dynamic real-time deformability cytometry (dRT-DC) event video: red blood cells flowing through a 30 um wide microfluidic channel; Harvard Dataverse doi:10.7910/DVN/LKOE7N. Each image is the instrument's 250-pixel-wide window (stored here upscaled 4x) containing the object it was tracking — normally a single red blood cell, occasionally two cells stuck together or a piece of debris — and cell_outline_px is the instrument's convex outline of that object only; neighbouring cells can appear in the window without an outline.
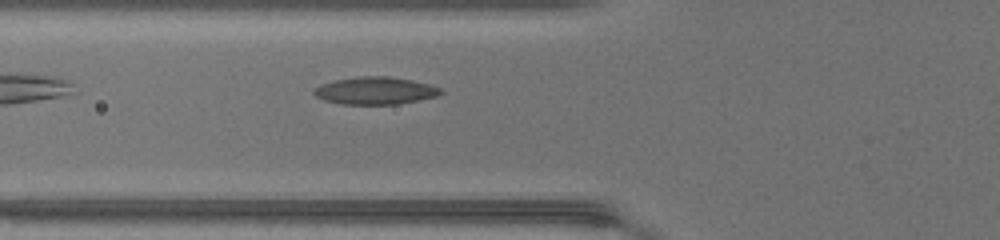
{"species": "common noctule bat (a hibernating species)", "species_latin": "Nyctalus noctula", "temperature_condition": "warm", "stored_images_in_passage": 34, "camera_frame_rate_fps": 3000, "um_per_image_px": 0.085, "animal": {"sex": "female", "body_mass_g": 17.0, "forearm_length_mm": 48.0}, "frame": {"image": 1, "passage_image": 4, "time_ms": 1.0, "image_size_px": [1000, 240], "cell_outline_px": [[444, 92], [436, 96], [396, 104], [340, 104], [324, 100], [316, 96], [312, 92], [312, 88], [320, 84], [336, 80], [360, 76], [388, 76], [412, 80], [428, 84], [440, 88]], "centroid_in_image_um": [31.84, 7.7], "position_along_channel_um": 94.0, "area_um2": 20.17}}
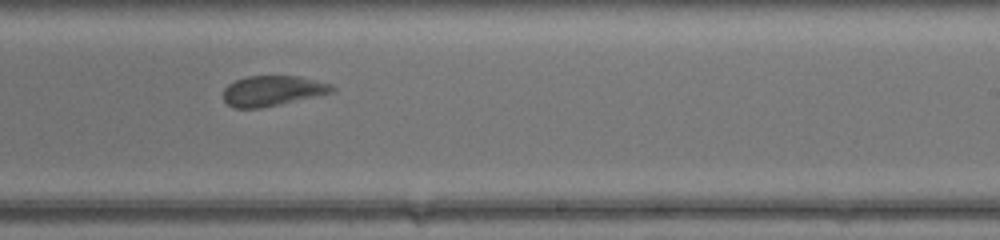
{"frame": {"image": 2, "passage_image": 16, "time_ms": 5.0, "image_size_px": [1000, 240], "cell_outline_px": [[336, 88], [332, 92], [260, 108], [232, 108], [224, 100], [224, 88], [228, 84], [236, 80], [248, 76], [300, 76], [332, 84]], "centroid_in_image_um": [23.14, 7.71], "position_along_channel_um": 265.9, "area_um2": 18.96}}
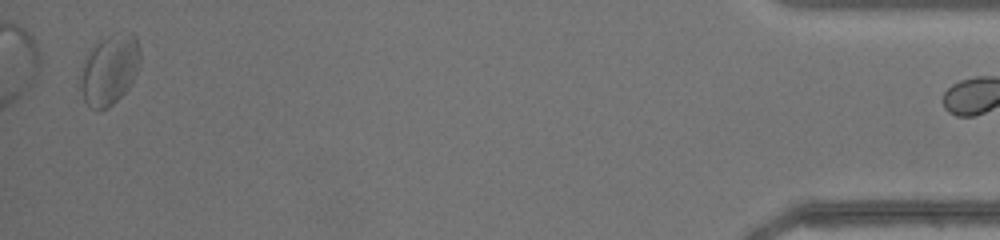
{"frame": {"image": 3, "passage_image": 33, "time_ms": 10.667, "image_size_px": [1000, 240], "cell_outline_px": [[140, 64], [128, 88], [108, 108], [88, 108], [84, 100], [80, 88], [80, 68], [96, 44], [100, 40], [112, 32], [132, 32], [136, 36], [140, 48]], "centroid_in_image_um": [9.32, 5.89], "position_along_channel_um": 425.9, "area_um2": 24.45}}